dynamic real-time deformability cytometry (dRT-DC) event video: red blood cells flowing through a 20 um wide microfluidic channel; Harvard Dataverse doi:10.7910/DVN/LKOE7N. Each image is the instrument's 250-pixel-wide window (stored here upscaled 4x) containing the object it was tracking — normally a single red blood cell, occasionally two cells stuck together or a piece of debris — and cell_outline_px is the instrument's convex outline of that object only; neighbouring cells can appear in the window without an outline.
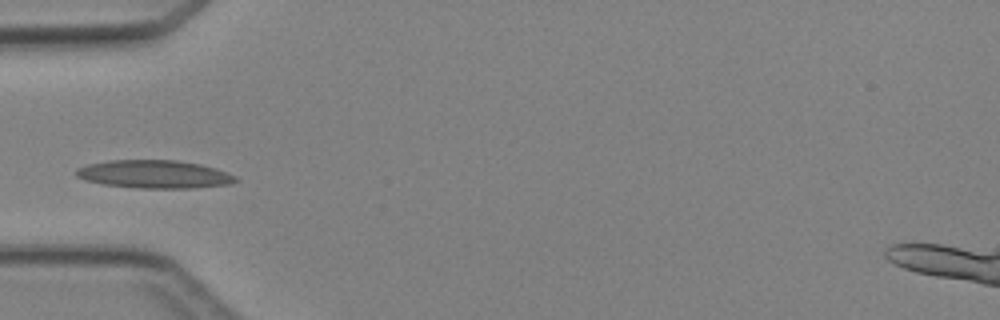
{"species": "Egyptian fruit bat (a non-hibernating species)", "species_latin": "Rousettus aegyptiacus", "temperature_condition": "cold", "stored_images_in_passage": 3, "camera_frame_rate_fps": 3000, "um_per_image_px": 0.085, "animal": {"sex": "female"}, "frame": {"image": 1, "passage_image": 3, "time_ms": 2.333, "image_size_px": [1000, 320], "cell_outline_px": [[240, 180], [232, 184], [192, 188], [136, 188], [100, 184], [84, 180], [76, 176], [76, 168], [88, 164], [108, 160], [176, 160], [200, 164], [216, 168], [236, 176]], "centroid_in_image_um": [13.12, 14.81], "position_along_channel_um": 71.9, "area_um2": 26.36}}